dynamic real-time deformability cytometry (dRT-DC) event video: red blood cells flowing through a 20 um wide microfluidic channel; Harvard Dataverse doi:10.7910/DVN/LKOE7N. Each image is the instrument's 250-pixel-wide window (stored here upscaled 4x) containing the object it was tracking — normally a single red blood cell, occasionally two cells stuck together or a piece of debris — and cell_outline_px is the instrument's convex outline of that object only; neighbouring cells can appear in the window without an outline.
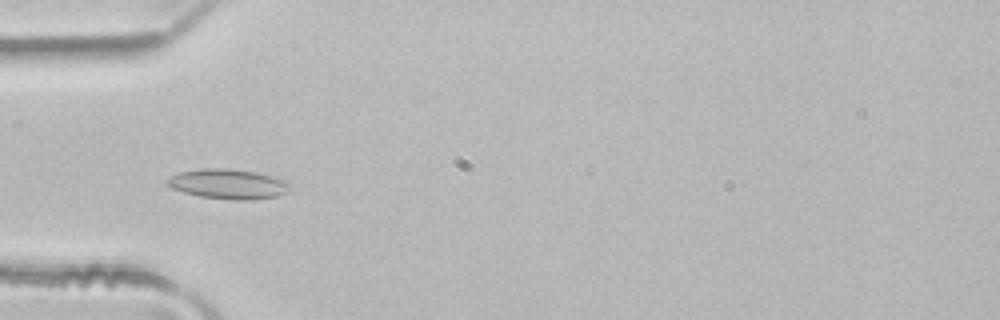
{"species": "common noctule bat (a hibernating species)", "species_latin": "Nyctalus noctula", "temperature_condition": "room temperature", "stored_images_in_passage": 3, "camera_frame_rate_fps": 3000, "um_per_image_px": 0.085, "animal": {"sex": "male", "body_mass_g": 21.5, "forearm_length_mm": 52.0}, "frame": {"image": 1, "passage_image": 3, "time_ms": 0.667, "image_size_px": [1000, 320], "cell_outline_px": [[292, 188], [288, 192], [276, 196], [252, 200], [232, 200], [200, 196], [184, 192], [172, 188], [164, 180], [180, 172], [204, 168], [228, 168], [256, 172], [272, 176], [292, 184]], "centroid_in_image_um": [19.42, 15.64], "position_along_channel_um": 65.6, "area_um2": 21.39}}